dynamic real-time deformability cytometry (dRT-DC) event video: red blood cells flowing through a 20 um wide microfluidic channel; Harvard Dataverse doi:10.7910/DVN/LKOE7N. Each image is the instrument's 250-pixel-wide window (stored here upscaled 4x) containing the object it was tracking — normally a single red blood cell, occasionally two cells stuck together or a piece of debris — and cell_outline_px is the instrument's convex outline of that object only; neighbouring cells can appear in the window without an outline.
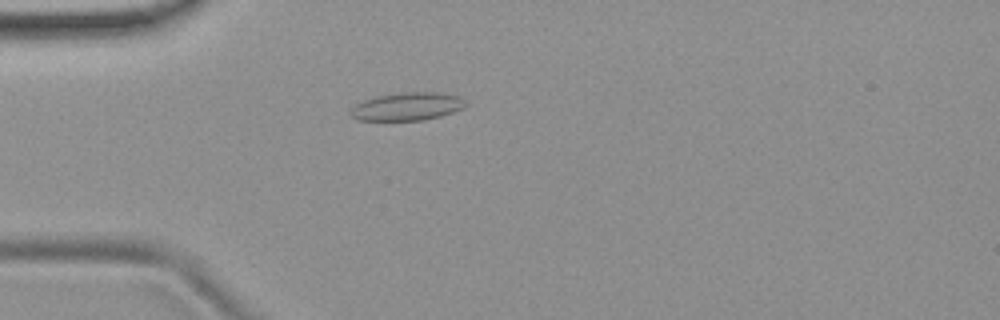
{"species": "common noctule bat (a hibernating species)", "species_latin": "Nyctalus noctula", "temperature_condition": "room temperature", "stored_images_in_passage": 53, "camera_frame_rate_fps": 3000, "um_per_image_px": 0.085, "animal": {"sex": "female", "body_mass_g": 19.9}, "frame": {"image": 1, "passage_image": 15, "time_ms": 4.667, "image_size_px": [1000, 320], "cell_outline_px": [[468, 104], [464, 108], [440, 116], [424, 120], [356, 120], [348, 112], [356, 104], [364, 100], [376, 96], [404, 92], [436, 92], [460, 96]], "centroid_in_image_um": [34.62, 9.05], "position_along_channel_um": 50.4, "area_um2": 18.79}}
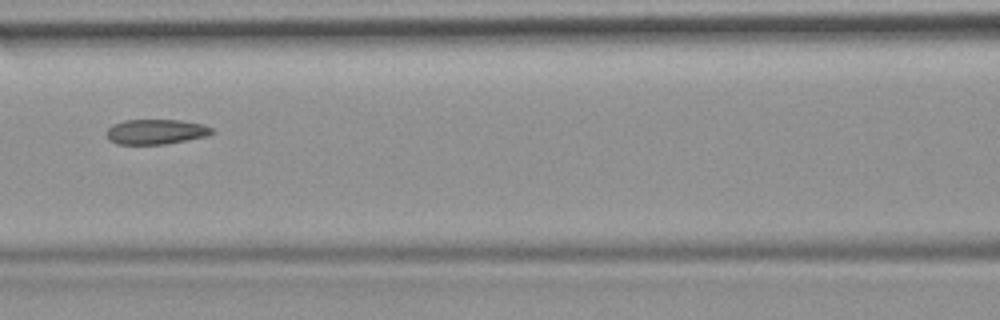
{"frame": {"image": 2, "passage_image": 24, "time_ms": 7.667, "image_size_px": [1000, 320], "cell_outline_px": [[216, 132], [204, 136], [188, 140], [164, 144], [116, 144], [108, 140], [104, 132], [112, 124], [124, 120], [180, 120], [204, 124], [212, 128]], "centroid_in_image_um": [13.21, 11.19], "position_along_channel_um": 153.4, "area_um2": 15.55}}
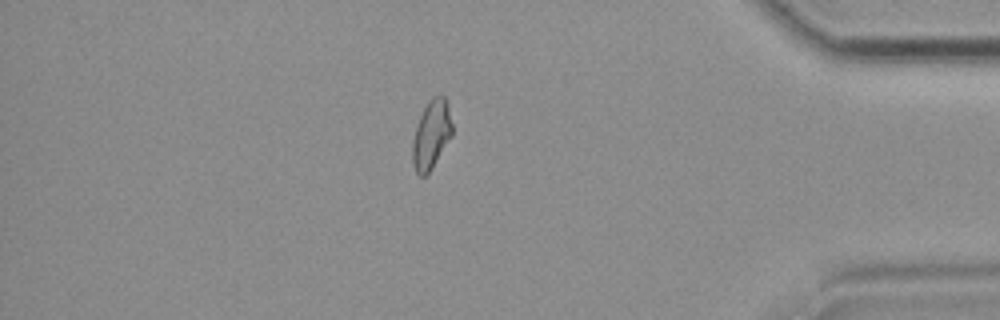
{"frame": {"image": 3, "passage_image": 46, "time_ms": 15.0, "image_size_px": [1000, 320], "cell_outline_px": [[452, 136], [432, 168], [424, 176], [420, 176], [416, 172], [412, 164], [412, 144], [416, 124], [428, 100], [432, 96], [444, 96], [448, 104], [452, 124]], "centroid_in_image_um": [36.66, 11.44], "position_along_channel_um": 398.5, "area_um2": 15.95}, "authors_computed_cell_mechanics": {"area_um2": 16.0684, "velocity_mm_per_s": 3.8103, "shape_relaxation_time_tau1_ms": null, "shape_relaxation_time_tau2_ms": 1.7889, "deformation_change_tau1": null, "deformation_change_tau2": 0.0864}}